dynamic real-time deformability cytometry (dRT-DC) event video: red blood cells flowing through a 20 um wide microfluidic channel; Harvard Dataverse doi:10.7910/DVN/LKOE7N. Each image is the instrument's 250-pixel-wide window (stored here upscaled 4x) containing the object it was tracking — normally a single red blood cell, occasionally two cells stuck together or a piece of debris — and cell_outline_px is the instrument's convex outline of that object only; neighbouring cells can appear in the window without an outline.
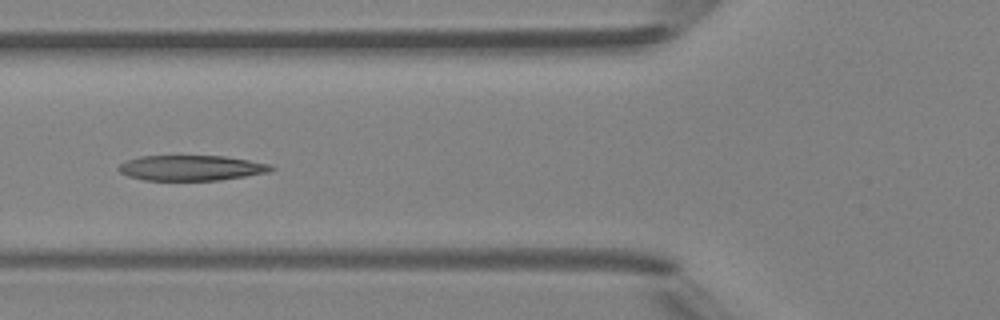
{"species": "Egyptian fruit bat (a non-hibernating species)", "species_latin": "Rousettus aegyptiacus", "temperature_condition": "room temperature", "stored_images_in_passage": 5, "camera_frame_rate_fps": 3000, "um_per_image_px": 0.085, "animal": {"sex": "female"}, "frame": {"image": 1, "passage_image": 5, "time_ms": 5.333, "image_size_px": [1000, 320], "cell_outline_px": [[276, 168], [268, 172], [220, 180], [144, 180], [128, 176], [120, 172], [116, 168], [120, 164], [128, 160], [140, 156], [224, 156], [272, 164]], "centroid_in_image_um": [16.26, 14.27], "position_along_channel_um": 109.5, "area_um2": 22.43}}